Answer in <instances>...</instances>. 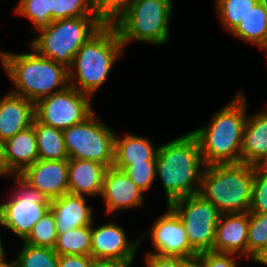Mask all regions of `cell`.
Wrapping results in <instances>:
<instances>
[{"label": "cell", "instance_id": "cell-27", "mask_svg": "<svg viewBox=\"0 0 267 267\" xmlns=\"http://www.w3.org/2000/svg\"><path fill=\"white\" fill-rule=\"evenodd\" d=\"M52 4L53 0H19L15 13L28 18L40 31L51 25Z\"/></svg>", "mask_w": 267, "mask_h": 267}, {"label": "cell", "instance_id": "cell-43", "mask_svg": "<svg viewBox=\"0 0 267 267\" xmlns=\"http://www.w3.org/2000/svg\"><path fill=\"white\" fill-rule=\"evenodd\" d=\"M260 170L267 172V154L262 158V160L256 165Z\"/></svg>", "mask_w": 267, "mask_h": 267}, {"label": "cell", "instance_id": "cell-9", "mask_svg": "<svg viewBox=\"0 0 267 267\" xmlns=\"http://www.w3.org/2000/svg\"><path fill=\"white\" fill-rule=\"evenodd\" d=\"M14 176L17 190H14L7 202L0 204L2 226L23 241L32 227L48 212L51 201L19 174Z\"/></svg>", "mask_w": 267, "mask_h": 267}, {"label": "cell", "instance_id": "cell-4", "mask_svg": "<svg viewBox=\"0 0 267 267\" xmlns=\"http://www.w3.org/2000/svg\"><path fill=\"white\" fill-rule=\"evenodd\" d=\"M124 50L115 26L104 24L74 56L73 64L68 69L69 86L93 96L105 83Z\"/></svg>", "mask_w": 267, "mask_h": 267}, {"label": "cell", "instance_id": "cell-11", "mask_svg": "<svg viewBox=\"0 0 267 267\" xmlns=\"http://www.w3.org/2000/svg\"><path fill=\"white\" fill-rule=\"evenodd\" d=\"M89 98L90 95L68 86L38 100L35 103V119L54 128L67 129L83 122L94 112Z\"/></svg>", "mask_w": 267, "mask_h": 267}, {"label": "cell", "instance_id": "cell-37", "mask_svg": "<svg viewBox=\"0 0 267 267\" xmlns=\"http://www.w3.org/2000/svg\"><path fill=\"white\" fill-rule=\"evenodd\" d=\"M92 259L84 255H59L58 267H90Z\"/></svg>", "mask_w": 267, "mask_h": 267}, {"label": "cell", "instance_id": "cell-40", "mask_svg": "<svg viewBox=\"0 0 267 267\" xmlns=\"http://www.w3.org/2000/svg\"><path fill=\"white\" fill-rule=\"evenodd\" d=\"M182 267H203V263L198 256L191 258L182 257Z\"/></svg>", "mask_w": 267, "mask_h": 267}, {"label": "cell", "instance_id": "cell-32", "mask_svg": "<svg viewBox=\"0 0 267 267\" xmlns=\"http://www.w3.org/2000/svg\"><path fill=\"white\" fill-rule=\"evenodd\" d=\"M90 8L104 24H113L130 0H88Z\"/></svg>", "mask_w": 267, "mask_h": 267}, {"label": "cell", "instance_id": "cell-39", "mask_svg": "<svg viewBox=\"0 0 267 267\" xmlns=\"http://www.w3.org/2000/svg\"><path fill=\"white\" fill-rule=\"evenodd\" d=\"M14 177V173L9 169L5 159L4 142L0 140V176Z\"/></svg>", "mask_w": 267, "mask_h": 267}, {"label": "cell", "instance_id": "cell-23", "mask_svg": "<svg viewBox=\"0 0 267 267\" xmlns=\"http://www.w3.org/2000/svg\"><path fill=\"white\" fill-rule=\"evenodd\" d=\"M240 40L253 43L267 51V5L260 0L232 32Z\"/></svg>", "mask_w": 267, "mask_h": 267}, {"label": "cell", "instance_id": "cell-42", "mask_svg": "<svg viewBox=\"0 0 267 267\" xmlns=\"http://www.w3.org/2000/svg\"><path fill=\"white\" fill-rule=\"evenodd\" d=\"M6 256L0 258V267H17V261L13 260L11 262L6 261Z\"/></svg>", "mask_w": 267, "mask_h": 267}, {"label": "cell", "instance_id": "cell-41", "mask_svg": "<svg viewBox=\"0 0 267 267\" xmlns=\"http://www.w3.org/2000/svg\"><path fill=\"white\" fill-rule=\"evenodd\" d=\"M252 261L267 266V247H265L257 255H255Z\"/></svg>", "mask_w": 267, "mask_h": 267}, {"label": "cell", "instance_id": "cell-38", "mask_svg": "<svg viewBox=\"0 0 267 267\" xmlns=\"http://www.w3.org/2000/svg\"><path fill=\"white\" fill-rule=\"evenodd\" d=\"M134 261L93 258L90 267H131Z\"/></svg>", "mask_w": 267, "mask_h": 267}, {"label": "cell", "instance_id": "cell-21", "mask_svg": "<svg viewBox=\"0 0 267 267\" xmlns=\"http://www.w3.org/2000/svg\"><path fill=\"white\" fill-rule=\"evenodd\" d=\"M115 135L113 166L123 170L133 163L156 161L158 147L144 137L127 133L121 138Z\"/></svg>", "mask_w": 267, "mask_h": 267}, {"label": "cell", "instance_id": "cell-15", "mask_svg": "<svg viewBox=\"0 0 267 267\" xmlns=\"http://www.w3.org/2000/svg\"><path fill=\"white\" fill-rule=\"evenodd\" d=\"M101 196L106 202V213L140 207L143 191L123 172L114 166L106 169Z\"/></svg>", "mask_w": 267, "mask_h": 267}, {"label": "cell", "instance_id": "cell-8", "mask_svg": "<svg viewBox=\"0 0 267 267\" xmlns=\"http://www.w3.org/2000/svg\"><path fill=\"white\" fill-rule=\"evenodd\" d=\"M69 159L91 160L113 166L116 133L93 112L83 122L63 130Z\"/></svg>", "mask_w": 267, "mask_h": 267}, {"label": "cell", "instance_id": "cell-31", "mask_svg": "<svg viewBox=\"0 0 267 267\" xmlns=\"http://www.w3.org/2000/svg\"><path fill=\"white\" fill-rule=\"evenodd\" d=\"M73 17H97L88 0H53L52 21Z\"/></svg>", "mask_w": 267, "mask_h": 267}, {"label": "cell", "instance_id": "cell-25", "mask_svg": "<svg viewBox=\"0 0 267 267\" xmlns=\"http://www.w3.org/2000/svg\"><path fill=\"white\" fill-rule=\"evenodd\" d=\"M92 226H82L64 234H58L54 251L58 255L91 256Z\"/></svg>", "mask_w": 267, "mask_h": 267}, {"label": "cell", "instance_id": "cell-19", "mask_svg": "<svg viewBox=\"0 0 267 267\" xmlns=\"http://www.w3.org/2000/svg\"><path fill=\"white\" fill-rule=\"evenodd\" d=\"M106 169L96 161L68 159L69 193L89 197L101 195Z\"/></svg>", "mask_w": 267, "mask_h": 267}, {"label": "cell", "instance_id": "cell-26", "mask_svg": "<svg viewBox=\"0 0 267 267\" xmlns=\"http://www.w3.org/2000/svg\"><path fill=\"white\" fill-rule=\"evenodd\" d=\"M260 0H215L219 20L232 33Z\"/></svg>", "mask_w": 267, "mask_h": 267}, {"label": "cell", "instance_id": "cell-12", "mask_svg": "<svg viewBox=\"0 0 267 267\" xmlns=\"http://www.w3.org/2000/svg\"><path fill=\"white\" fill-rule=\"evenodd\" d=\"M167 212L159 216L148 231L153 248L160 256L191 258L198 253L191 247L185 226L177 214L167 206Z\"/></svg>", "mask_w": 267, "mask_h": 267}, {"label": "cell", "instance_id": "cell-35", "mask_svg": "<svg viewBox=\"0 0 267 267\" xmlns=\"http://www.w3.org/2000/svg\"><path fill=\"white\" fill-rule=\"evenodd\" d=\"M197 256L202 260L203 267H237V257L235 256L240 255L206 251L199 253Z\"/></svg>", "mask_w": 267, "mask_h": 267}, {"label": "cell", "instance_id": "cell-7", "mask_svg": "<svg viewBox=\"0 0 267 267\" xmlns=\"http://www.w3.org/2000/svg\"><path fill=\"white\" fill-rule=\"evenodd\" d=\"M103 25L98 17L54 20L48 28L39 31L40 35L30 42V47L45 58L69 69L77 51Z\"/></svg>", "mask_w": 267, "mask_h": 267}, {"label": "cell", "instance_id": "cell-3", "mask_svg": "<svg viewBox=\"0 0 267 267\" xmlns=\"http://www.w3.org/2000/svg\"><path fill=\"white\" fill-rule=\"evenodd\" d=\"M0 52L3 70L15 86L11 93L36 103L38 100L63 91L69 86L68 69L38 54Z\"/></svg>", "mask_w": 267, "mask_h": 267}, {"label": "cell", "instance_id": "cell-16", "mask_svg": "<svg viewBox=\"0 0 267 267\" xmlns=\"http://www.w3.org/2000/svg\"><path fill=\"white\" fill-rule=\"evenodd\" d=\"M249 212L220 214L213 251L247 258Z\"/></svg>", "mask_w": 267, "mask_h": 267}, {"label": "cell", "instance_id": "cell-28", "mask_svg": "<svg viewBox=\"0 0 267 267\" xmlns=\"http://www.w3.org/2000/svg\"><path fill=\"white\" fill-rule=\"evenodd\" d=\"M58 256L52 248L23 243L16 257L17 267H58Z\"/></svg>", "mask_w": 267, "mask_h": 267}, {"label": "cell", "instance_id": "cell-14", "mask_svg": "<svg viewBox=\"0 0 267 267\" xmlns=\"http://www.w3.org/2000/svg\"><path fill=\"white\" fill-rule=\"evenodd\" d=\"M19 175L49 201L69 193L68 159H38Z\"/></svg>", "mask_w": 267, "mask_h": 267}, {"label": "cell", "instance_id": "cell-29", "mask_svg": "<svg viewBox=\"0 0 267 267\" xmlns=\"http://www.w3.org/2000/svg\"><path fill=\"white\" fill-rule=\"evenodd\" d=\"M57 236L54 213L49 209L48 212L32 227L31 232L23 240V243L54 249Z\"/></svg>", "mask_w": 267, "mask_h": 267}, {"label": "cell", "instance_id": "cell-5", "mask_svg": "<svg viewBox=\"0 0 267 267\" xmlns=\"http://www.w3.org/2000/svg\"><path fill=\"white\" fill-rule=\"evenodd\" d=\"M254 165L244 162L207 165L199 194L223 213L249 212Z\"/></svg>", "mask_w": 267, "mask_h": 267}, {"label": "cell", "instance_id": "cell-20", "mask_svg": "<svg viewBox=\"0 0 267 267\" xmlns=\"http://www.w3.org/2000/svg\"><path fill=\"white\" fill-rule=\"evenodd\" d=\"M266 154L267 110H261L247 117L242 137L241 162L256 166Z\"/></svg>", "mask_w": 267, "mask_h": 267}, {"label": "cell", "instance_id": "cell-44", "mask_svg": "<svg viewBox=\"0 0 267 267\" xmlns=\"http://www.w3.org/2000/svg\"><path fill=\"white\" fill-rule=\"evenodd\" d=\"M0 225H3L2 223V216H1V211H0ZM1 235H0V258L3 257L5 254V251H4V246H2V241H1Z\"/></svg>", "mask_w": 267, "mask_h": 267}, {"label": "cell", "instance_id": "cell-36", "mask_svg": "<svg viewBox=\"0 0 267 267\" xmlns=\"http://www.w3.org/2000/svg\"><path fill=\"white\" fill-rule=\"evenodd\" d=\"M145 257L147 267H182V257L160 256L149 253Z\"/></svg>", "mask_w": 267, "mask_h": 267}, {"label": "cell", "instance_id": "cell-34", "mask_svg": "<svg viewBox=\"0 0 267 267\" xmlns=\"http://www.w3.org/2000/svg\"><path fill=\"white\" fill-rule=\"evenodd\" d=\"M249 213L267 214V172L256 166Z\"/></svg>", "mask_w": 267, "mask_h": 267}, {"label": "cell", "instance_id": "cell-30", "mask_svg": "<svg viewBox=\"0 0 267 267\" xmlns=\"http://www.w3.org/2000/svg\"><path fill=\"white\" fill-rule=\"evenodd\" d=\"M267 247V214L249 213L247 259Z\"/></svg>", "mask_w": 267, "mask_h": 267}, {"label": "cell", "instance_id": "cell-1", "mask_svg": "<svg viewBox=\"0 0 267 267\" xmlns=\"http://www.w3.org/2000/svg\"><path fill=\"white\" fill-rule=\"evenodd\" d=\"M205 166L198 140L191 132L159 146L156 177L161 179L167 206L174 200L199 193Z\"/></svg>", "mask_w": 267, "mask_h": 267}, {"label": "cell", "instance_id": "cell-2", "mask_svg": "<svg viewBox=\"0 0 267 267\" xmlns=\"http://www.w3.org/2000/svg\"><path fill=\"white\" fill-rule=\"evenodd\" d=\"M246 107V98L240 92L214 114L209 124L191 131L198 140L206 166L241 162L243 130L248 117Z\"/></svg>", "mask_w": 267, "mask_h": 267}, {"label": "cell", "instance_id": "cell-17", "mask_svg": "<svg viewBox=\"0 0 267 267\" xmlns=\"http://www.w3.org/2000/svg\"><path fill=\"white\" fill-rule=\"evenodd\" d=\"M35 103L9 91L0 99V140L5 142L32 126Z\"/></svg>", "mask_w": 267, "mask_h": 267}, {"label": "cell", "instance_id": "cell-22", "mask_svg": "<svg viewBox=\"0 0 267 267\" xmlns=\"http://www.w3.org/2000/svg\"><path fill=\"white\" fill-rule=\"evenodd\" d=\"M4 146L7 165L14 174H20L39 159L37 137L33 126L7 139Z\"/></svg>", "mask_w": 267, "mask_h": 267}, {"label": "cell", "instance_id": "cell-24", "mask_svg": "<svg viewBox=\"0 0 267 267\" xmlns=\"http://www.w3.org/2000/svg\"><path fill=\"white\" fill-rule=\"evenodd\" d=\"M32 126L37 137L39 159H69L63 130L39 123L35 118Z\"/></svg>", "mask_w": 267, "mask_h": 267}, {"label": "cell", "instance_id": "cell-6", "mask_svg": "<svg viewBox=\"0 0 267 267\" xmlns=\"http://www.w3.org/2000/svg\"><path fill=\"white\" fill-rule=\"evenodd\" d=\"M173 0H130L126 10L115 20L124 48L132 40L164 45L170 38Z\"/></svg>", "mask_w": 267, "mask_h": 267}, {"label": "cell", "instance_id": "cell-13", "mask_svg": "<svg viewBox=\"0 0 267 267\" xmlns=\"http://www.w3.org/2000/svg\"><path fill=\"white\" fill-rule=\"evenodd\" d=\"M146 234L138 237L136 241L129 242L124 228L115 223L102 224L91 230V257L98 259H116L134 261L137 248H139ZM144 237V238H143Z\"/></svg>", "mask_w": 267, "mask_h": 267}, {"label": "cell", "instance_id": "cell-33", "mask_svg": "<svg viewBox=\"0 0 267 267\" xmlns=\"http://www.w3.org/2000/svg\"><path fill=\"white\" fill-rule=\"evenodd\" d=\"M123 172L144 192L150 189L156 178V161L133 163L125 167Z\"/></svg>", "mask_w": 267, "mask_h": 267}, {"label": "cell", "instance_id": "cell-10", "mask_svg": "<svg viewBox=\"0 0 267 267\" xmlns=\"http://www.w3.org/2000/svg\"><path fill=\"white\" fill-rule=\"evenodd\" d=\"M185 226L191 247L199 254L213 251L220 212L199 193L172 201L168 205Z\"/></svg>", "mask_w": 267, "mask_h": 267}, {"label": "cell", "instance_id": "cell-18", "mask_svg": "<svg viewBox=\"0 0 267 267\" xmlns=\"http://www.w3.org/2000/svg\"><path fill=\"white\" fill-rule=\"evenodd\" d=\"M86 202L85 196L71 193L51 201L50 209L54 213L57 234H64L82 226H92L93 211Z\"/></svg>", "mask_w": 267, "mask_h": 267}]
</instances>
